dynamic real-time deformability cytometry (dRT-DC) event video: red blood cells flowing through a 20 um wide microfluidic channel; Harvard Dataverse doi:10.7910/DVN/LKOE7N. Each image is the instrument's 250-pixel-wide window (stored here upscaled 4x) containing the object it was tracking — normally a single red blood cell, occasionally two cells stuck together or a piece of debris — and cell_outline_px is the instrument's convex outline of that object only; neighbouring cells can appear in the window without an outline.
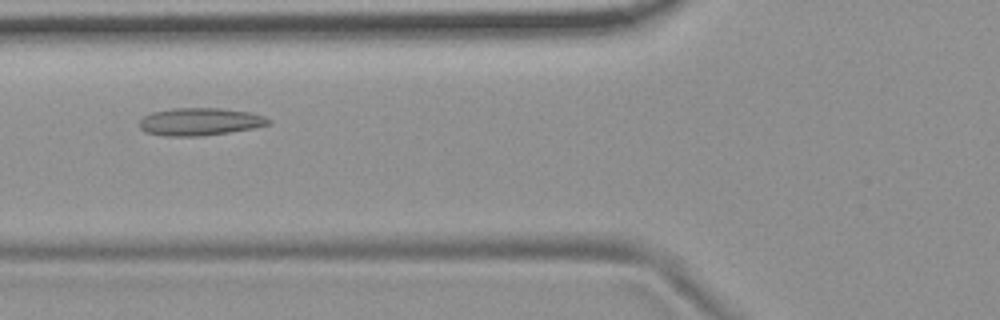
{"species": "common noctule bat (a hibernating species)", "species_latin": "Nyctalus noctula", "temperature_condition": "room temperature", "stored_images_in_passage": 7, "camera_frame_rate_fps": 3000, "um_per_image_px": 0.085, "animal": {"sex": "female", "body_mass_g": 19.9}, "frame": {"image": 1, "passage_image": 5, "time_ms": 4.667, "image_size_px": [1000, 320], "cell_outline_px": [[272, 120], [268, 124], [252, 128], [228, 132], [200, 136], [164, 136], [144, 132], [140, 128], [140, 120], [144, 116], [152, 112], [172, 108], [220, 108], [252, 112], [264, 116]], "centroid_in_image_um": [16.97, 10.34], "position_along_channel_um": 108.8, "area_um2": 20.75}}
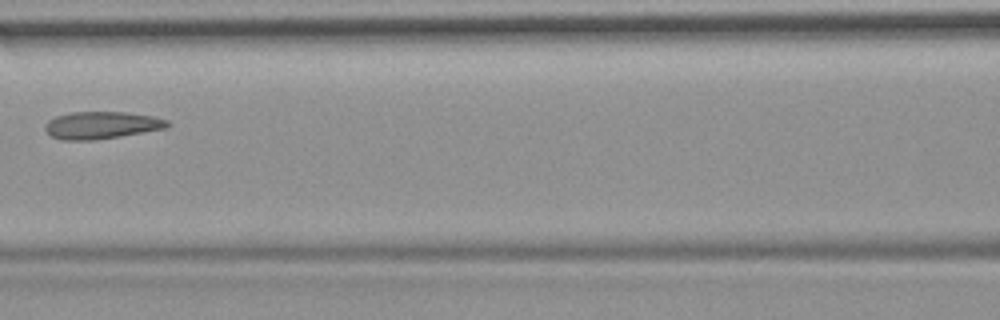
{"frame": {"image": 2, "passage_image": 6, "time_ms": 6.0, "image_size_px": [1000, 320], "cell_outline_px": [[172, 124], [168, 128], [96, 140], [60, 140], [52, 136], [44, 128], [44, 124], [48, 120], [56, 116], [72, 112], [128, 112], [156, 116], [168, 120]], "centroid_in_image_um": [8.68, 10.64], "position_along_channel_um": 157.9, "area_um2": 19.71}}
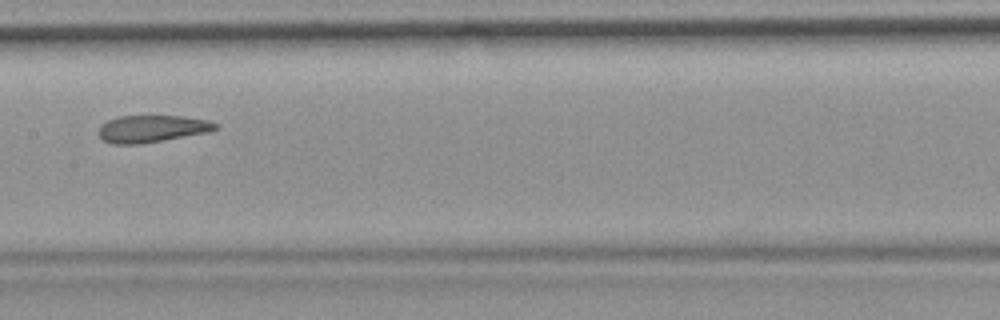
{"frame": {"image": 3, "passage_image": 7, "time_ms": 7.0, "image_size_px": [1000, 320], "cell_outline_px": [[220, 128], [208, 132], [140, 144], [112, 144], [104, 140], [96, 132], [100, 124], [108, 120], [120, 116], [180, 116], [208, 120], [220, 124]], "centroid_in_image_um": [12.91, 10.94], "position_along_channel_um": 194.5, "area_um2": 18.55}}